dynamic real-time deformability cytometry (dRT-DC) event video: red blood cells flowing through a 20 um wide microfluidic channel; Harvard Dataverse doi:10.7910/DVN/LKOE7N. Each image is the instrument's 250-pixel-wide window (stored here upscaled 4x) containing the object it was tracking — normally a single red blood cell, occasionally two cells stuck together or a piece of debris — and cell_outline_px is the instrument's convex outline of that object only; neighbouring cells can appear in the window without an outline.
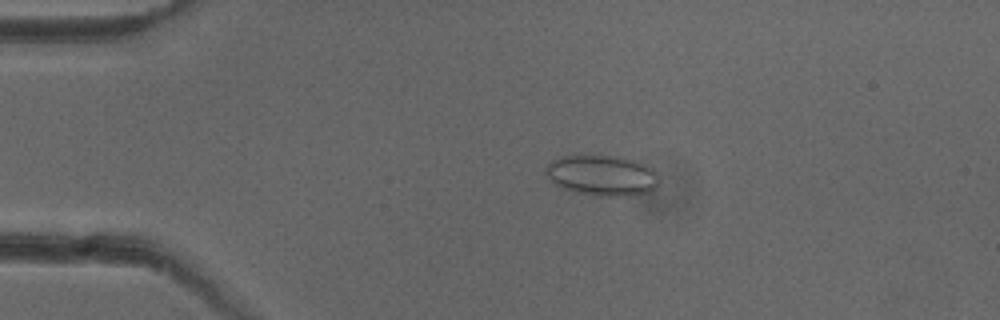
{"species": "common noctule bat (a hibernating species)", "species_latin": "Nyctalus noctula", "temperature_condition": "cold", "stored_images_in_passage": 51, "camera_frame_rate_fps": 3000, "um_per_image_px": 0.085, "animal": {"sex": "female"}, "frame": {"image": 1, "passage_image": 10, "time_ms": 3.0, "image_size_px": [1000, 320], "cell_outline_px": [[660, 184], [652, 192], [636, 196], [596, 196], [576, 192], [560, 188], [544, 172], [544, 168], [552, 160], [560, 156], [608, 156], [632, 160], [644, 164], [652, 168], [660, 176]], "centroid_in_image_um": [51.22, 14.94], "position_along_channel_um": 33.8, "area_um2": 27.05}}
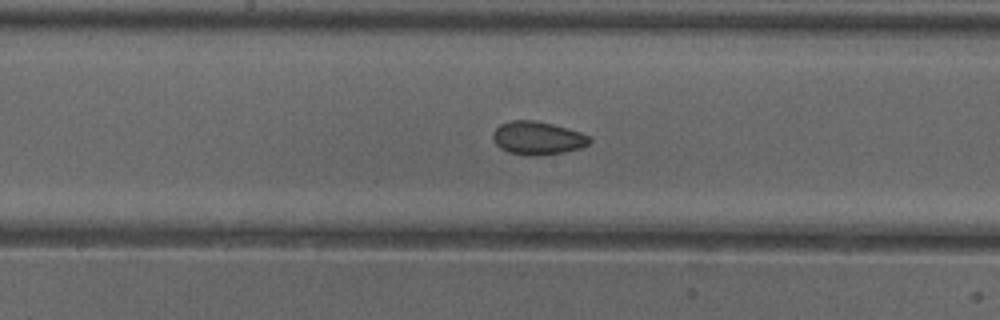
{"frame": {"image": 2, "passage_image": 26, "time_ms": 8.333, "image_size_px": [1000, 320], "cell_outline_px": [[592, 140], [588, 144], [580, 148], [564, 152], [536, 156], [528, 156], [508, 152], [500, 148], [496, 144], [492, 136], [492, 132], [500, 124], [512, 120], [536, 120], [552, 124], [580, 132], [588, 136]], "centroid_in_image_um": [45.67, 11.74], "position_along_channel_um": 202.5, "area_um2": 18.73}}
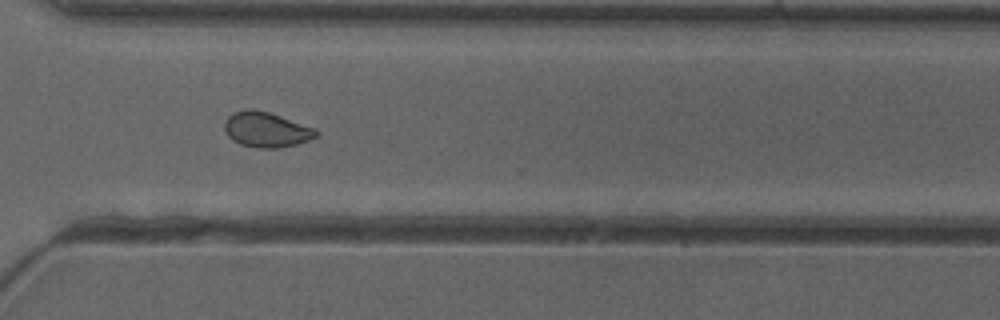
{"frame": {"image": 3, "passage_image": 37, "time_ms": 12.0, "image_size_px": [1000, 320], "cell_outline_px": [[320, 136], [296, 144], [276, 148], [256, 148], [240, 144], [232, 140], [228, 136], [224, 128], [224, 124], [228, 116], [232, 112], [248, 108], [252, 108], [268, 112], [316, 128], [320, 132]], "centroid_in_image_um": [22.64, 11.01], "position_along_channel_um": 348.0, "area_um2": 18.96}, "authors_computed_cell_mechanics": {"area_um2": 18.9584, "velocity_mm_per_s": 3.9901, "shape_relaxation_time_tau1_ms": null, "shape_relaxation_time_tau2_ms": 1.958, "deformation_change_tau1": null, "deformation_change_tau2": 0.05}}